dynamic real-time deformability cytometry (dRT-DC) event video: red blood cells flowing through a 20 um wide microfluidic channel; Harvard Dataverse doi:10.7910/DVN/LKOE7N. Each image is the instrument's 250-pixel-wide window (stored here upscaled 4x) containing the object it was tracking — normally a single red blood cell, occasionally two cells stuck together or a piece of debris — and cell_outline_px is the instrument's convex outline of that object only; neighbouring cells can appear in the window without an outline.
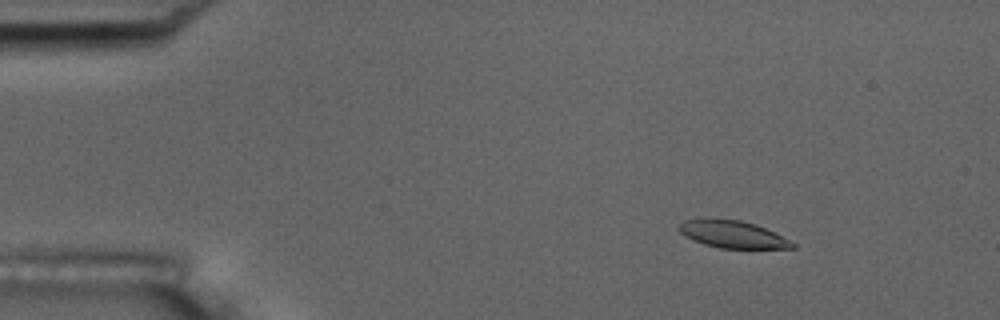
{"species": "common noctule bat (a hibernating species)", "species_latin": "Nyctalus noctula", "temperature_condition": "room temperature", "stored_images_in_passage": 4, "camera_frame_rate_fps": 3000, "um_per_image_px": 0.085, "animal": {"sex": "male", "body_mass_g": 17.5, "forearm_length_mm": 52.3}, "frame": {"image": 1, "passage_image": 1, "time_ms": 0.0, "image_size_px": [1000, 320], "cell_outline_px": [[796, 248], [720, 248], [704, 244], [684, 236], [676, 228], [684, 220], [740, 220], [756, 224], [796, 244]], "centroid_in_image_um": [62.26, 19.94], "position_along_channel_um": 22.7, "area_um2": 17.46}}